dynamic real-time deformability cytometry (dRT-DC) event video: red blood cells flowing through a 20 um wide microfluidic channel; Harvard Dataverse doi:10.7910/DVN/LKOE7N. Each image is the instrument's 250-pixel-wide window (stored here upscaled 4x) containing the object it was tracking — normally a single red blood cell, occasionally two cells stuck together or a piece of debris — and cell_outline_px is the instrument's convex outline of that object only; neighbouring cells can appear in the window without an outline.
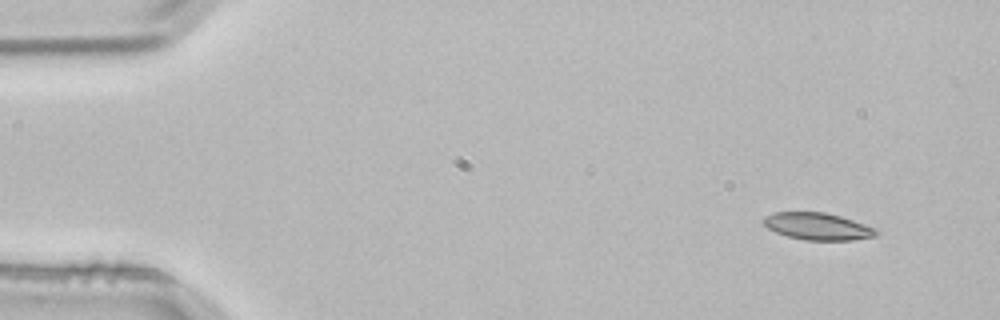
{"species": "common noctule bat (a hibernating species)", "species_latin": "Nyctalus noctula", "temperature_condition": "room temperature", "stored_images_in_passage": 3, "segment_of_instrument_passage": [2, 2], "camera_frame_rate_fps": 3000, "um_per_image_px": 0.085, "animal": {"sex": "male", "body_mass_g": 21.5, "forearm_length_mm": 52.0}, "frame": {"image": 1, "passage_image": 3, "time_ms": 0.667, "image_size_px": [1000, 320], "cell_outline_px": [[880, 232], [876, 236], [852, 240], [804, 240], [788, 236], [776, 232], [768, 228], [764, 224], [764, 216], [772, 212], [824, 212], [840, 216], [876, 228]], "centroid_in_image_um": [69.51, 19.24], "position_along_channel_um": 15.5, "area_um2": 17.74}}